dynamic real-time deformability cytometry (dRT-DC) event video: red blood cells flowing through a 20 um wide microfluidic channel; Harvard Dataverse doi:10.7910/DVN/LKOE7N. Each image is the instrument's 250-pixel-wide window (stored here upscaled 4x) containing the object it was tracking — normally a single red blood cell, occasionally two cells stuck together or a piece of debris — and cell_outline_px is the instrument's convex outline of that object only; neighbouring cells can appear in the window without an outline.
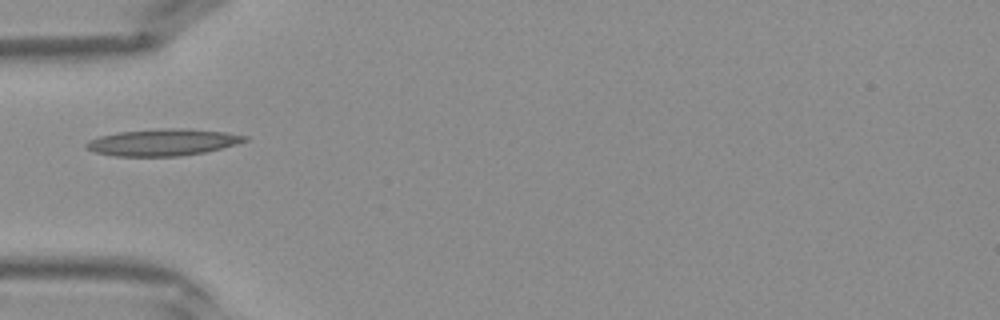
{"species": "Egyptian fruit bat (a non-hibernating species)", "species_latin": "Rousettus aegyptiacus", "temperature_condition": "warm", "stored_images_in_passage": 29, "camera_frame_rate_fps": 3000, "um_per_image_px": 0.085, "frame": {"image": 1, "passage_image": 1, "time_ms": 0.0, "image_size_px": [1000, 320], "cell_outline_px": [[248, 140], [220, 148], [204, 152], [180, 156], [112, 156], [92, 152], [84, 148], [84, 144], [88, 140], [100, 136], [120, 132], [164, 128], [184, 128], [224, 132], [248, 136]], "centroid_in_image_um": [13.76, 12.1], "position_along_channel_um": 71.2, "area_um2": 24.68}}
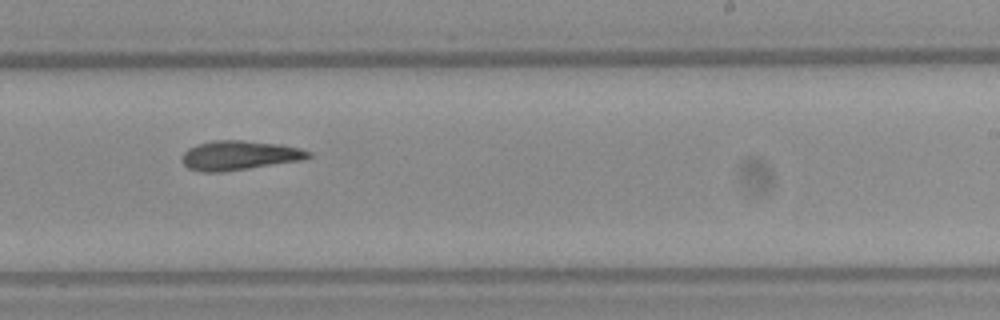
{"frame": {"image": 2, "passage_image": 13, "time_ms": 4.0, "image_size_px": [1000, 320], "cell_outline_px": [[312, 156], [304, 160], [224, 172], [200, 172], [188, 168], [180, 160], [180, 156], [188, 148], [196, 144], [212, 140], [244, 140], [280, 144], [300, 148], [312, 152]], "centroid_in_image_um": [20.33, 13.21], "position_along_channel_um": 268.7, "area_um2": 22.08}}
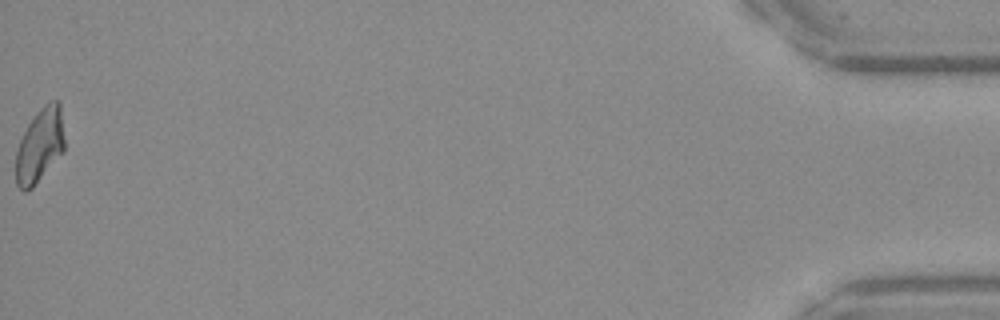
{"frame": {"image": 3, "passage_image": 29, "time_ms": 9.333, "image_size_px": [1000, 320], "cell_outline_px": [[64, 152], [32, 188], [24, 192], [16, 184], [16, 152], [20, 140], [28, 124], [36, 112], [48, 100], [60, 100], [64, 140]], "centroid_in_image_um": [3.39, 12.34], "position_along_channel_um": 431.8, "area_um2": 21.15}}